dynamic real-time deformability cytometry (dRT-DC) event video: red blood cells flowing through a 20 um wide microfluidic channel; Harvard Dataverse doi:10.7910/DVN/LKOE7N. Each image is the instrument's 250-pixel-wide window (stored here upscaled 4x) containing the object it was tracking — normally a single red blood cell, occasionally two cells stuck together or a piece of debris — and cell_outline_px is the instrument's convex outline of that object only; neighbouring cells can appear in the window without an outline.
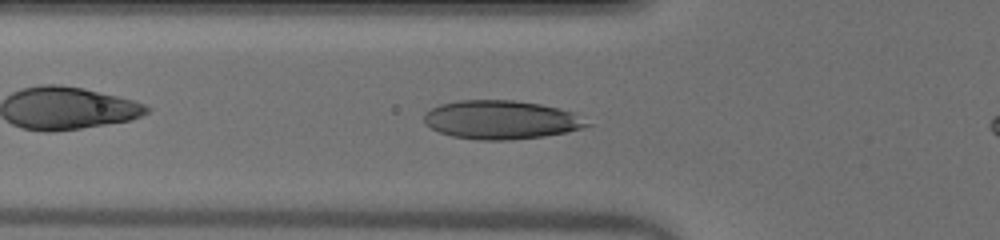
{"species": "human", "species_latin": "Homo sapiens", "temperature_condition": "warm", "stored_images_in_passage": 37, "camera_frame_rate_fps": 3000, "um_per_image_px": 0.085, "donor": {"sex": "male"}, "frame": {"image": 1, "passage_image": 9, "time_ms": 2.667, "image_size_px": [1000, 240], "cell_outline_px": [[592, 124], [584, 128], [568, 132], [544, 136], [508, 140], [480, 140], [452, 136], [440, 132], [424, 124], [424, 112], [440, 104], [460, 100], [512, 100], [540, 104], [572, 112]], "centroid_in_image_um": [42.58, 10.19], "position_along_channel_um": 83.2, "area_um2": 36.65}}
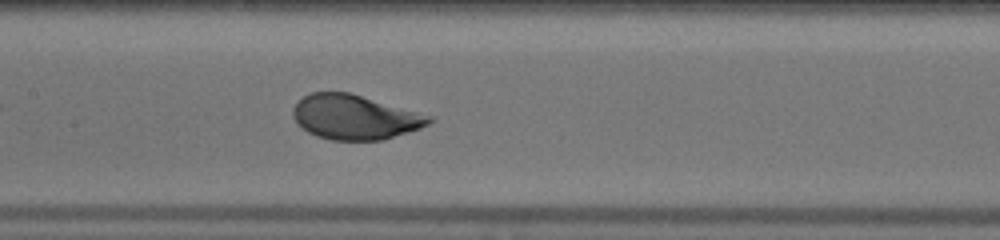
{"frame": {"image": 2, "passage_image": 16, "time_ms": 5.0, "image_size_px": [1000, 240], "cell_outline_px": [[432, 120], [428, 124], [420, 128], [384, 140], [332, 140], [316, 136], [300, 128], [296, 124], [292, 116], [292, 108], [304, 96], [312, 92], [348, 92], [432, 116]], "centroid_in_image_um": [30.11, 9.97], "position_along_channel_um": 177.3, "area_um2": 35.26}}
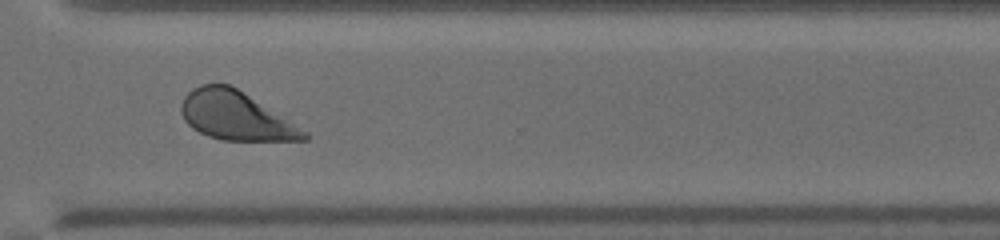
{"frame": {"image": 3, "passage_image": 29, "time_ms": 9.333, "image_size_px": [1000, 240], "cell_outline_px": [[308, 140], [224, 140], [208, 136], [192, 128], [184, 120], [180, 112], [180, 104], [184, 96], [192, 88], [200, 84], [228, 84], [236, 88], [308, 132]], "centroid_in_image_um": [19.97, 9.84], "position_along_channel_um": 350.6, "area_um2": 34.33}}